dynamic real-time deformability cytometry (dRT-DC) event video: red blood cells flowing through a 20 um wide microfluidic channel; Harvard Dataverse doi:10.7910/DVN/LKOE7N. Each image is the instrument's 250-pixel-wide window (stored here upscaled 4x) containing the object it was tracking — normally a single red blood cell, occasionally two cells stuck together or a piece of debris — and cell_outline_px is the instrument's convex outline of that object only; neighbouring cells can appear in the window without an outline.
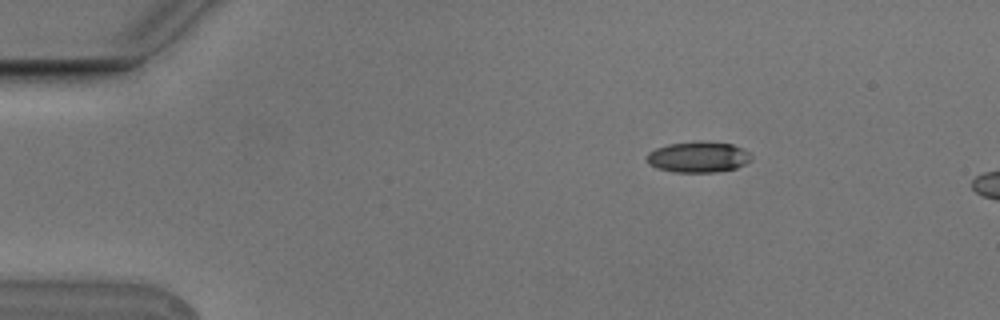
{"species": "Egyptian fruit bat (a non-hibernating species)", "species_latin": "Rousettus aegyptiacus", "temperature_condition": "cold", "stored_images_in_passage": 2, "camera_frame_rate_fps": 3000, "um_per_image_px": 0.085, "animal": {"sex": "male"}, "frame": {"image": 1, "passage_image": 1, "time_ms": 0.0, "image_size_px": [1000, 320], "cell_outline_px": [[752, 160], [736, 168], [712, 172], [672, 172], [656, 168], [648, 164], [648, 152], [656, 148], [668, 144], [696, 140], [704, 140], [732, 144], [748, 152], [752, 156]], "centroid_in_image_um": [59.34, 13.33], "position_along_channel_um": 25.7, "area_um2": 18.96}}